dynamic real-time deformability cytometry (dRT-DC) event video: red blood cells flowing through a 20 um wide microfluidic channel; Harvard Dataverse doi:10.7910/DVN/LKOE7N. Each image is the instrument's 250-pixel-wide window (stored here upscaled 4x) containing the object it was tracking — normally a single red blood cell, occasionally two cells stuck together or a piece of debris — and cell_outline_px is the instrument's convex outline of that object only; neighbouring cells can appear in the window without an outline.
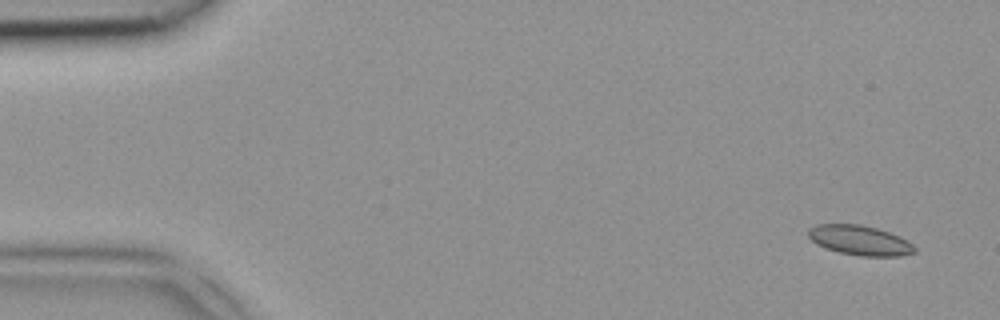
{"species": "common noctule bat (a hibernating species)", "species_latin": "Nyctalus noctula", "temperature_condition": "room temperature", "stored_images_in_passage": 4, "camera_frame_rate_fps": 3000, "um_per_image_px": 0.085, "animal": {"sex": "female", "body_mass_g": 18.4}, "frame": {"image": 1, "passage_image": 1, "time_ms": 0.0, "image_size_px": [1000, 320], "cell_outline_px": [[916, 252], [900, 256], [860, 256], [840, 252], [816, 244], [808, 236], [808, 228], [816, 224], [860, 224], [876, 228], [900, 236], [908, 240], [916, 248]], "centroid_in_image_um": [73.1, 20.42], "position_along_channel_um": 11.9, "area_um2": 18.44}}
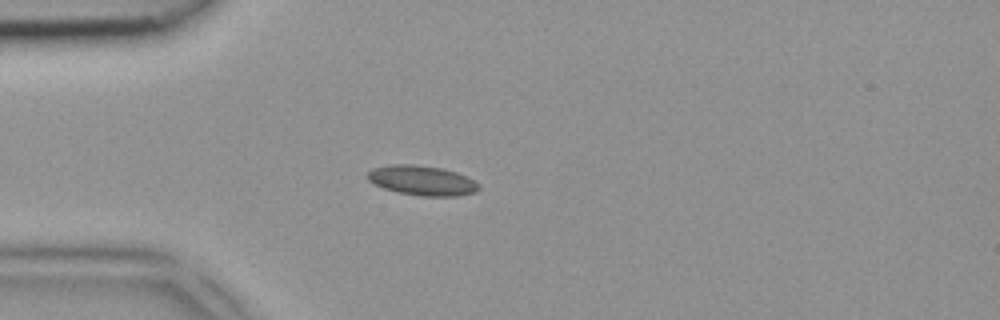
{"frame": {"image": 2, "passage_image": 4, "time_ms": 1.0, "image_size_px": [1000, 320], "cell_outline_px": [[480, 188], [476, 192], [456, 196], [420, 196], [396, 192], [384, 188], [368, 180], [368, 172], [372, 168], [392, 164], [416, 164], [444, 168], [456, 172], [480, 184]], "centroid_in_image_um": [35.88, 15.34], "position_along_channel_um": 49.1, "area_um2": 19.36}}